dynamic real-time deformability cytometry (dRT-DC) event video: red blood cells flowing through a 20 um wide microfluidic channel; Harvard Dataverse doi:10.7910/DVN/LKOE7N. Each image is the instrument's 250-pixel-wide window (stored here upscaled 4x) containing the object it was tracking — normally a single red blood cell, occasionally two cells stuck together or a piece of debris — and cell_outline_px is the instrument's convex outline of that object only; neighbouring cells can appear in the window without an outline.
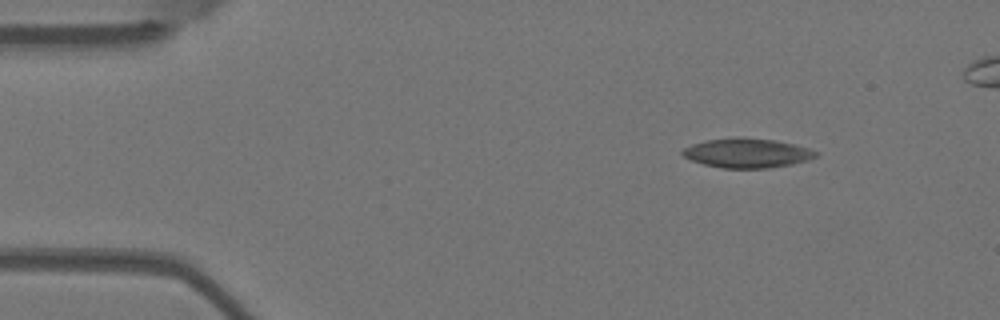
{"species": "Egyptian fruit bat (a non-hibernating species)", "species_latin": "Rousettus aegyptiacus", "temperature_condition": "warm", "stored_images_in_passage": 3, "camera_frame_rate_fps": 3000, "um_per_image_px": 0.085, "animal": {"sex": "female"}, "frame": {"image": 1, "passage_image": 1, "time_ms": 0.0, "image_size_px": [1000, 320], "cell_outline_px": [[820, 152], [816, 156], [808, 160], [792, 164], [768, 168], [724, 168], [704, 164], [692, 160], [684, 156], [680, 152], [684, 148], [692, 144], [708, 140], [776, 140], [808, 148]], "centroid_in_image_um": [63.54, 13.05], "position_along_channel_um": 21.5, "area_um2": 21.85}}